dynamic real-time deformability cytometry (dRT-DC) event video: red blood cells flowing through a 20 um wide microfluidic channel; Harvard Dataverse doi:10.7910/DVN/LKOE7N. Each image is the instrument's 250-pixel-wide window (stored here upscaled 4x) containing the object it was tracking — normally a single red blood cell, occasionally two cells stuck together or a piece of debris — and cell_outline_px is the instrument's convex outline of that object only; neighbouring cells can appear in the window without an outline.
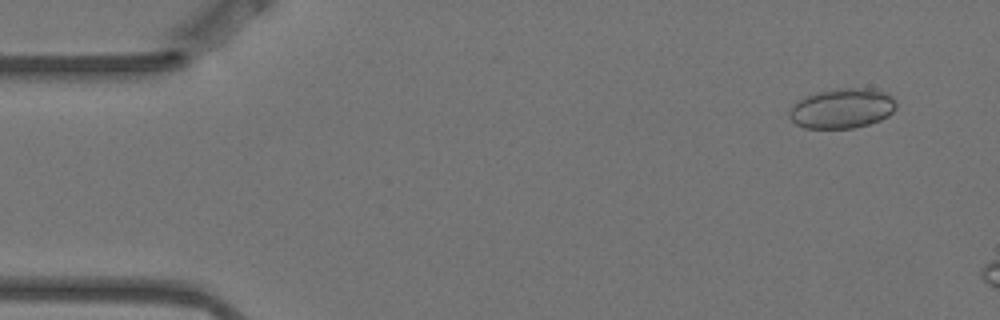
{"species": "Egyptian fruit bat (a non-hibernating species)", "species_latin": "Rousettus aegyptiacus", "temperature_condition": "warm", "stored_images_in_passage": 5, "camera_frame_rate_fps": 3000, "um_per_image_px": 0.085, "animal": {"sex": "female"}, "frame": {"image": 1, "passage_image": 2, "time_ms": 0.333, "image_size_px": [1000, 320], "cell_outline_px": [[896, 108], [888, 116], [880, 120], [868, 124], [852, 128], [804, 128], [796, 124], [788, 116], [788, 112], [796, 100], [820, 92], [840, 88], [872, 88], [884, 92], [892, 96], [896, 100]], "centroid_in_image_um": [71.59, 9.21], "position_along_channel_um": 13.4, "area_um2": 24.85}}